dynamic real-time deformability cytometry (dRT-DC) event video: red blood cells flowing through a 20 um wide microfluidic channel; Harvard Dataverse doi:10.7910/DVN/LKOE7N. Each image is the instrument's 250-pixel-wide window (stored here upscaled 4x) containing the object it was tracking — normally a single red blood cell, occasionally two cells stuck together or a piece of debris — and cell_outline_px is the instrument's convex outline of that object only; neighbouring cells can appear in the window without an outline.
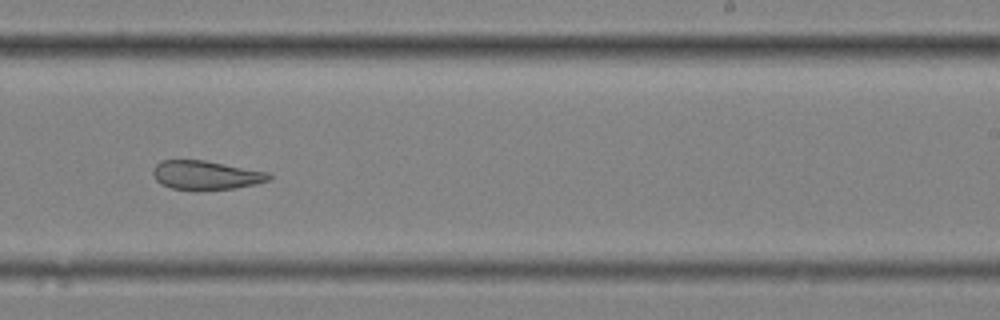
{"species": "common noctule bat (a hibernating species)", "species_latin": "Nyctalus noctula", "temperature_condition": "cold", "stored_images_in_passage": 16, "camera_frame_rate_fps": 3000, "um_per_image_px": 0.085, "animal": {"sex": "female", "body_mass_g": 25.1}, "frame": {"image": 1, "passage_image": 10, "time_ms": 3.0, "image_size_px": [1000, 320], "cell_outline_px": [[272, 176], [268, 180], [256, 184], [236, 188], [172, 188], [160, 184], [156, 180], [152, 172], [152, 168], [160, 160], [204, 160], [272, 172]], "centroid_in_image_um": [17.52, 14.85], "position_along_channel_um": 271.5, "area_um2": 19.31}}
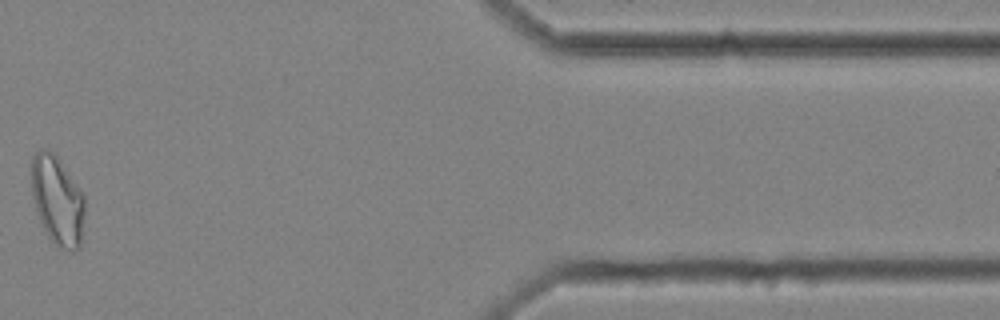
{"frame": {"image": 2, "passage_image": 14, "time_ms": 4.333, "image_size_px": [1000, 320], "cell_outline_px": [[84, 212], [80, 248], [76, 252], [72, 252], [60, 248], [48, 236], [40, 220], [32, 196], [32, 156], [40, 148], [48, 148], [60, 160], [84, 196]], "centroid_in_image_um": [4.88, 17.04], "position_along_channel_um": 406.5, "area_um2": 27.46}}